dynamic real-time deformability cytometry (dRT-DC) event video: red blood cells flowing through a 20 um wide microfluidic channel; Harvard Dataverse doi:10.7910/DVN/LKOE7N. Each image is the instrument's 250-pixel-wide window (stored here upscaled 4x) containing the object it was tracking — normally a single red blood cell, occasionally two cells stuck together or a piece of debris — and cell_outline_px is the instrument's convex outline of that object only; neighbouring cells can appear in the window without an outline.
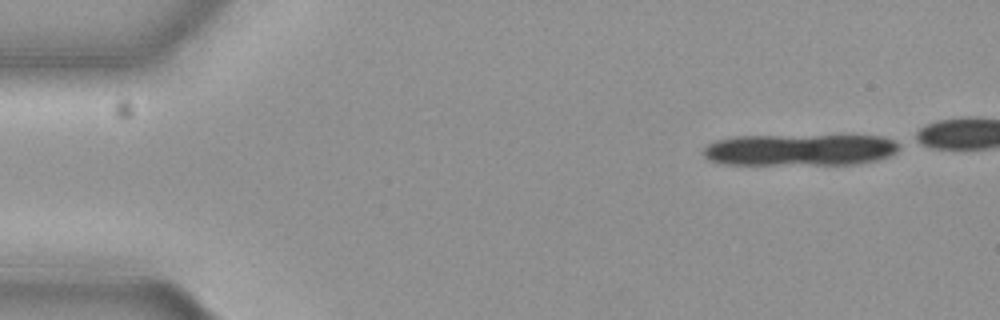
{"species": "common noctule bat (a hibernating species)", "species_latin": "Nyctalus noctula", "temperature_condition": "cold", "stored_images_in_passage": 15, "camera_frame_rate_fps": 3000, "um_per_image_px": 0.085, "animal": {"sex": "female", "body_mass_g": 19.3, "forearm_length_mm": 54.1}, "frame": {"image": 1, "passage_image": 1, "time_ms": 0.0, "image_size_px": [1000, 320], "cell_outline_px": [[900, 148], [896, 152], [888, 156], [876, 160], [856, 164], [728, 164], [712, 160], [704, 156], [704, 148], [708, 144], [716, 140], [736, 136], [880, 136], [896, 140], [900, 144]], "centroid_in_image_um": [68.04, 12.73], "position_along_channel_um": 17.0, "area_um2": 35.95}}